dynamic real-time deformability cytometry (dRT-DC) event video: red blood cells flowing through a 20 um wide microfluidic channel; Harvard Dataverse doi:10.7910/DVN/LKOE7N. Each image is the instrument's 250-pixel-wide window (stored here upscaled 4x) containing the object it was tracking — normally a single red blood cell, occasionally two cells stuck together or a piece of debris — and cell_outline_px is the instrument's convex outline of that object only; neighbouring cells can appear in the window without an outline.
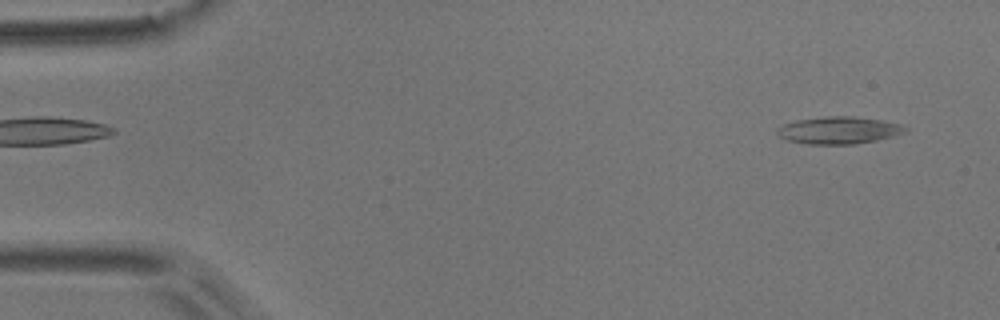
{"species": "common noctule bat (a hibernating species)", "species_latin": "Nyctalus noctula", "temperature_condition": "room temperature", "stored_images_in_passage": 52, "camera_frame_rate_fps": 3000, "um_per_image_px": 0.085, "animal": {"sex": "male", "body_mass_g": 17.9}, "frame": {"image": 1, "passage_image": 2, "time_ms": 0.333, "image_size_px": [1000, 320], "cell_outline_px": [[908, 132], [876, 140], [852, 144], [808, 144], [788, 140], [780, 136], [776, 132], [776, 128], [784, 124], [796, 120], [824, 116], [852, 116], [880, 120], [900, 124], [908, 128]], "centroid_in_image_um": [71.29, 11.06], "position_along_channel_um": 13.7, "area_um2": 20.23}}
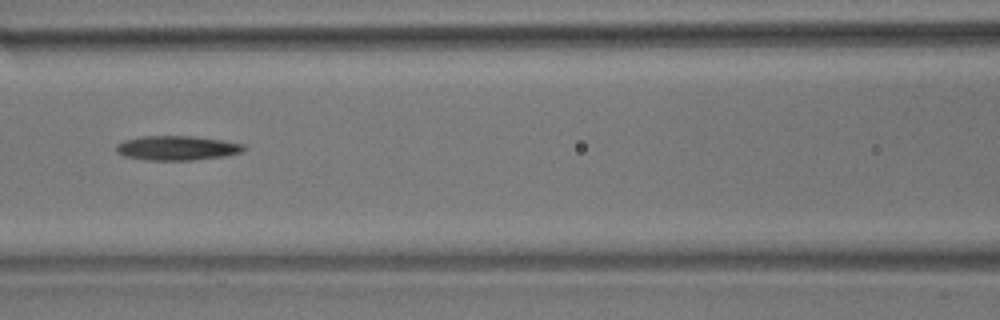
{"frame": {"image": 2, "passage_image": 22, "time_ms": 7.0, "image_size_px": [1000, 320], "cell_outline_px": [[244, 148], [240, 152], [224, 156], [192, 160], [144, 160], [124, 156], [116, 152], [116, 144], [124, 140], [140, 136], [192, 136], [224, 140], [244, 144]], "centroid_in_image_um": [14.99, 12.57], "position_along_channel_um": 151.6, "area_um2": 18.21}}
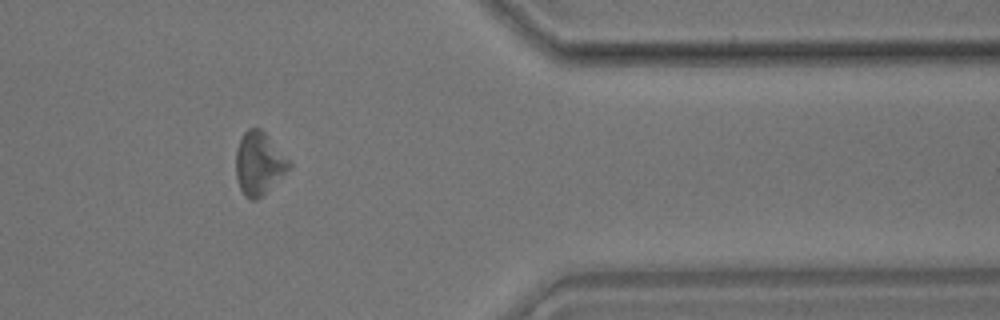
{"frame": {"image": 3, "passage_image": 43, "time_ms": 14.0, "image_size_px": [1000, 320], "cell_outline_px": [[292, 168], [256, 200], [252, 200], [244, 196], [240, 188], [236, 176], [236, 152], [240, 140], [244, 132], [248, 128], [260, 128], [264, 132], [292, 164]], "centroid_in_image_um": [22.01, 13.9], "position_along_channel_um": 389.4, "area_um2": 19.19}, "authors_computed_cell_mechanics": {"area_um2": 18.9584, "velocity_mm_per_s": 3.6733, "shape_relaxation_time_tau1_ms": 5.9163, "shape_relaxation_time_tau2_ms": null, "deformation_change_tau1": 0.1112, "deformation_change_tau2": null}}